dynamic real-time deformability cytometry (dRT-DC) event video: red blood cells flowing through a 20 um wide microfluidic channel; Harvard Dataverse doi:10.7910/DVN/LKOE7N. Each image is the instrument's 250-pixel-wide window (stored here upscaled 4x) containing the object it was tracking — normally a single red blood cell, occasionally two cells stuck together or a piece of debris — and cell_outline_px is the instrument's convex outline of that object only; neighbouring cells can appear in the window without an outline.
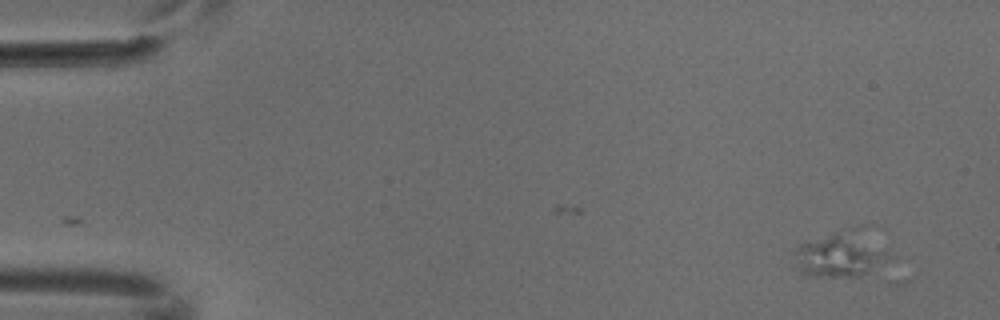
{"species": "common noctule bat (a hibernating species)", "species_latin": "Nyctalus noctula", "temperature_condition": "cold", "stored_images_in_passage": 8, "camera_frame_rate_fps": 3000, "um_per_image_px": 0.085, "animal": {"sex": "male", "body_mass_g": 18.8}, "frame": {"image": 1, "passage_image": 1, "time_ms": 0.0, "image_size_px": [1000, 320], "cell_outline_px": [[888, 244], [884, 256], [860, 276], [812, 276], [800, 272], [792, 252], [804, 240], [860, 224], [864, 224]], "centroid_in_image_um": [71.44, 21.47], "position_along_channel_um": 13.6, "area_um2": 25.72}}
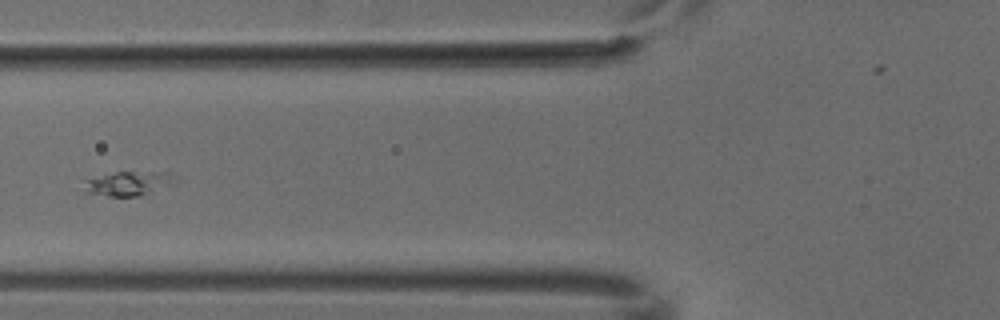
{"frame": {"image": 2, "passage_image": 5, "time_ms": 1.333, "image_size_px": [1000, 320], "cell_outline_px": [[172, 184], [140, 196], [108, 196], [88, 192], [84, 180], [116, 172], [168, 172]], "centroid_in_image_um": [10.87, 15.6], "position_along_channel_um": 114.9, "area_um2": 12.2}}
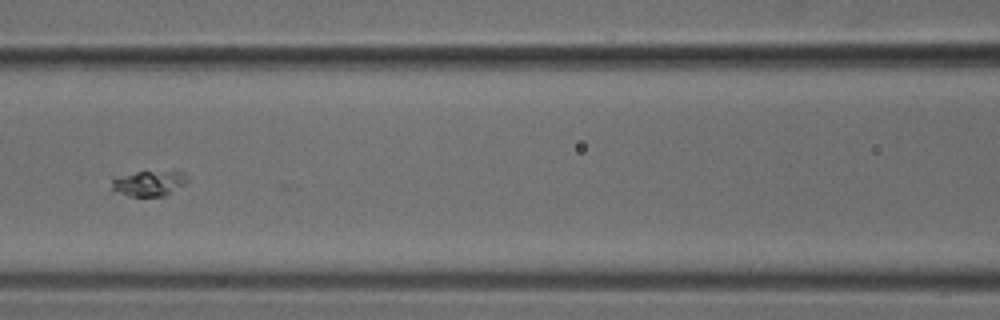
{"frame": {"image": 3, "passage_image": 6, "time_ms": 1.667, "image_size_px": [1000, 320], "cell_outline_px": [[188, 180], [184, 184], [164, 196], [128, 196], [112, 188], [112, 180], [136, 172], [176, 168], [180, 168], [188, 176]], "centroid_in_image_um": [12.81, 15.52], "position_along_channel_um": 153.8, "area_um2": 11.44}}